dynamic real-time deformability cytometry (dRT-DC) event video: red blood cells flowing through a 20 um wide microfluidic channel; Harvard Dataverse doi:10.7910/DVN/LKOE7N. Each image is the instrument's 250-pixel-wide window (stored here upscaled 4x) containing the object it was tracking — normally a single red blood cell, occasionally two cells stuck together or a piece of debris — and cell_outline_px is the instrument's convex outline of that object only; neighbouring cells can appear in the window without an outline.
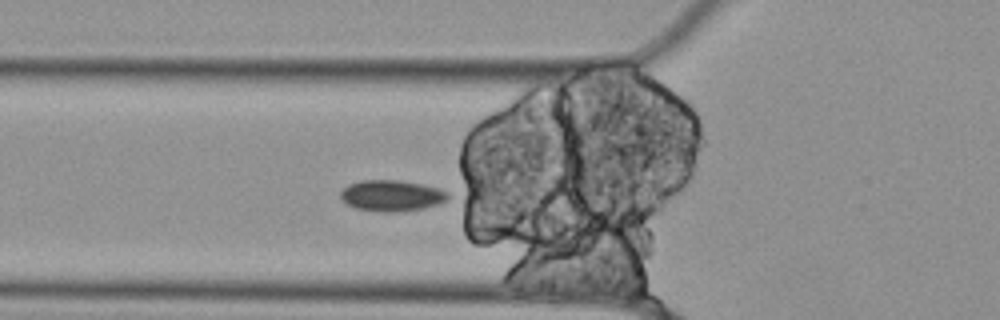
{"species": "Egyptian fruit bat (a non-hibernating species)", "species_latin": "Rousettus aegyptiacus", "temperature_condition": "cold", "stored_images_in_passage": 36, "camera_frame_rate_fps": 3000, "um_per_image_px": 0.085, "animal": {"sex": "female"}, "frame": {"image": 1, "passage_image": 4, "time_ms": 1.0, "image_size_px": [1000, 320], "cell_outline_px": [[448, 200], [440, 204], [424, 208], [396, 212], [380, 212], [356, 208], [348, 204], [340, 196], [340, 192], [348, 184], [360, 180], [400, 180], [424, 184], [440, 188], [448, 192]], "centroid_in_image_um": [33.33, 16.62], "position_along_channel_um": 92.5, "area_um2": 19.65}}
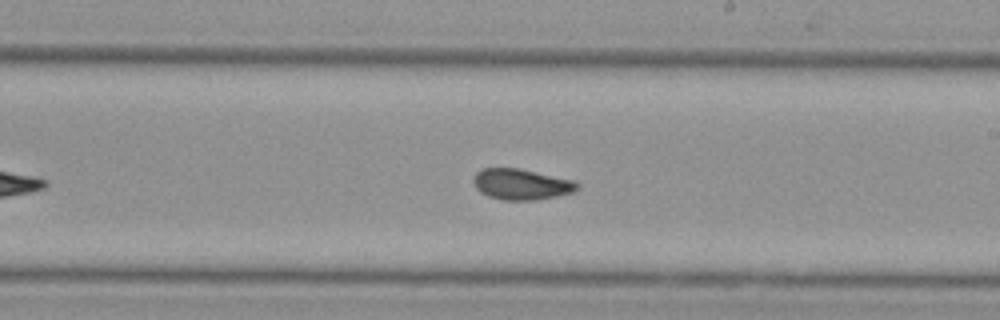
{"frame": {"image": 2, "passage_image": 17, "time_ms": 5.333, "image_size_px": [1000, 320], "cell_outline_px": [[580, 188], [576, 192], [536, 200], [504, 200], [488, 196], [480, 192], [476, 188], [472, 180], [476, 172], [484, 168], [520, 168], [572, 180], [580, 184]], "centroid_in_image_um": [44.33, 15.66], "position_along_channel_um": 244.7, "area_um2": 18.79}}
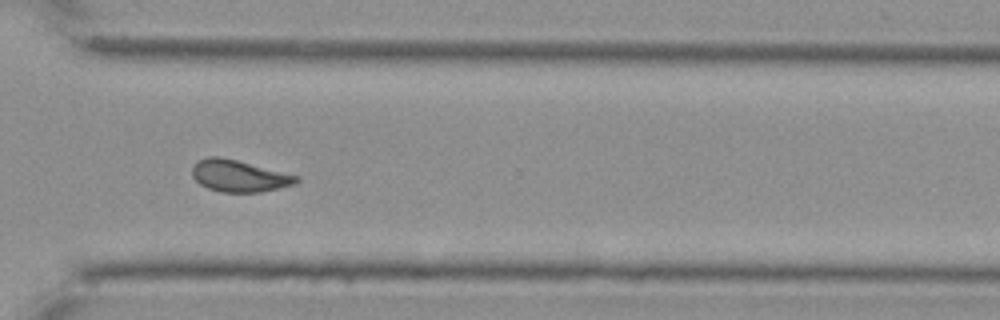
{"frame": {"image": 3, "passage_image": 26, "time_ms": 8.333, "image_size_px": [1000, 320], "cell_outline_px": [[300, 180], [296, 184], [280, 188], [260, 192], [220, 192], [208, 188], [200, 184], [192, 176], [192, 168], [200, 160], [208, 156], [216, 156], [236, 160], [300, 176]], "centroid_in_image_um": [20.35, 14.97], "position_along_channel_um": 350.2, "area_um2": 19.19}}